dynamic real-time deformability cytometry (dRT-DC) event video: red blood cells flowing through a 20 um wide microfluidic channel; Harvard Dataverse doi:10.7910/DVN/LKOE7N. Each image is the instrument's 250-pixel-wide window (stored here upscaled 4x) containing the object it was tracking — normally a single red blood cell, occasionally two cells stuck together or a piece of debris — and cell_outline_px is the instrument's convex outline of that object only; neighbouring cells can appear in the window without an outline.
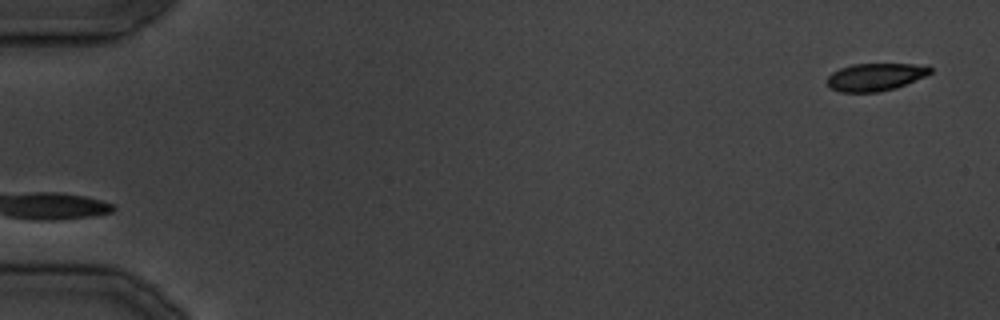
{"species": "common noctule bat (a hibernating species)", "species_latin": "Nyctalus noctula", "temperature_condition": "cold", "stored_images_in_passage": 35, "camera_frame_rate_fps": 3000, "um_per_image_px": 0.085, "animal": {"sex": "male", "body_mass_g": 19.5, "forearm_length_mm": 54.6}, "frame": {"image": 1, "passage_image": 1, "time_ms": 0.0, "image_size_px": [1000, 320], "cell_outline_px": [[932, 72], [928, 76], [896, 88], [876, 92], [840, 92], [832, 88], [828, 84], [828, 76], [832, 72], [840, 68], [852, 64], [928, 64], [932, 68]], "centroid_in_image_um": [74.48, 6.53], "position_along_channel_um": 10.5, "area_um2": 16.76}}